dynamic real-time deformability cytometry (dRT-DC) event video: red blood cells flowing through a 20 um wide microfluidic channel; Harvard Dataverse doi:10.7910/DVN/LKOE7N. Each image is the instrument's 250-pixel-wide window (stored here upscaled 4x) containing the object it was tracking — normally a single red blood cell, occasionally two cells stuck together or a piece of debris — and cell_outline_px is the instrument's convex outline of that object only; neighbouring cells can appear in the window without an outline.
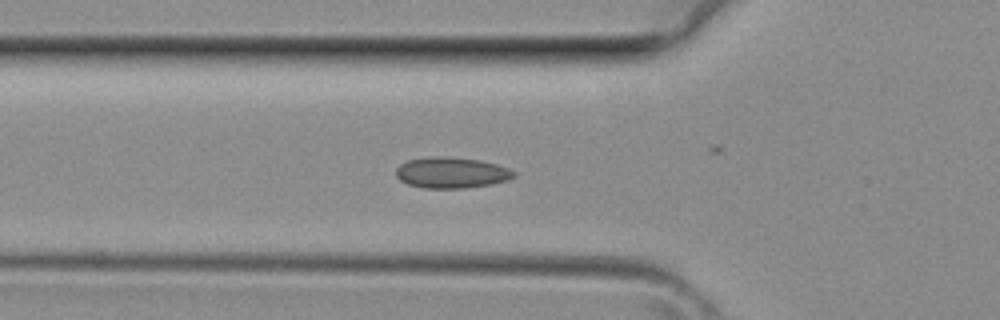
{"species": "common noctule bat (a hibernating species)", "species_latin": "Nyctalus noctula", "temperature_condition": "room temperature", "stored_images_in_passage": 40, "camera_frame_rate_fps": 3000, "um_per_image_px": 0.085, "animal": {"sex": "female", "body_mass_g": 29.2, "forearm_length_mm": 56.3}, "frame": {"image": 1, "passage_image": 14, "time_ms": 4.333, "image_size_px": [1000, 320], "cell_outline_px": [[516, 176], [508, 180], [492, 184], [464, 188], [424, 188], [408, 184], [400, 180], [396, 176], [396, 168], [400, 164], [408, 160], [428, 156], [448, 156], [480, 160], [496, 164], [508, 168], [516, 172]], "centroid_in_image_um": [38.37, 14.67], "position_along_channel_um": 87.4, "area_um2": 21.44}}
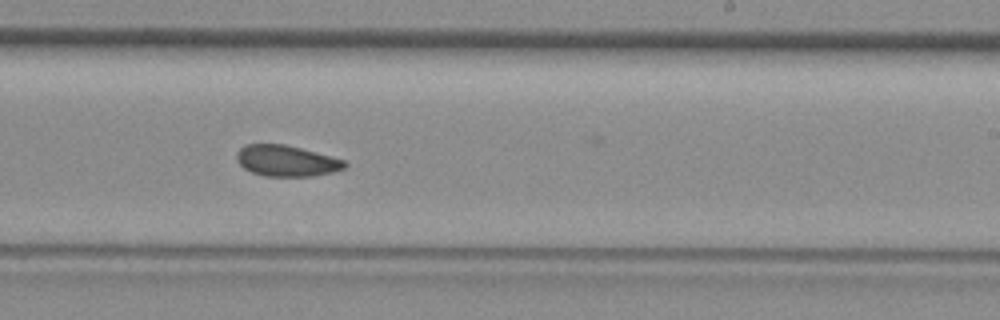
{"frame": {"image": 2, "passage_image": 24, "time_ms": 7.667, "image_size_px": [1000, 320], "cell_outline_px": [[348, 164], [344, 168], [332, 172], [312, 176], [264, 176], [252, 172], [244, 168], [236, 160], [236, 152], [244, 144], [284, 144], [300, 148], [344, 160]], "centroid_in_image_um": [24.31, 13.67], "position_along_channel_um": 264.7, "area_um2": 19.42}}
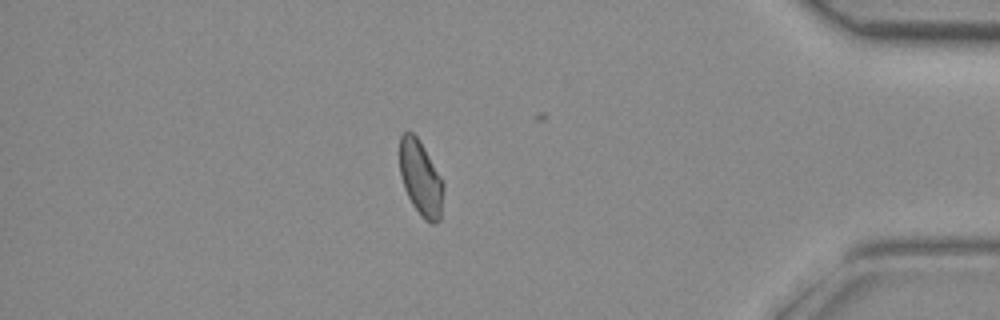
{"frame": {"image": 3, "passage_image": 34, "time_ms": 11.0, "image_size_px": [1000, 320], "cell_outline_px": [[444, 188], [440, 220], [432, 224], [424, 220], [412, 204], [404, 188], [400, 172], [400, 136], [404, 132], [412, 132], [416, 136], [424, 148], [444, 180]], "centroid_in_image_um": [35.78, 15.17], "position_along_channel_um": 399.4, "area_um2": 19.19}}